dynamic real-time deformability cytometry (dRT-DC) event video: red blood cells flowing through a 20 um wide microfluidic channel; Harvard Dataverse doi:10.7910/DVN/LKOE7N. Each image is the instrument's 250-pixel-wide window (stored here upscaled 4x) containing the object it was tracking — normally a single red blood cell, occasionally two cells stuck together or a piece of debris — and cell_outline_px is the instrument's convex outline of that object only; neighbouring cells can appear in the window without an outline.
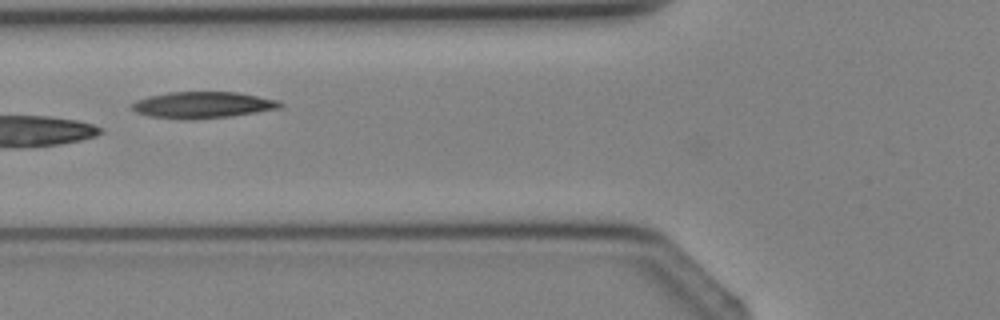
{"species": "Egyptian fruit bat (a non-hibernating species)", "species_latin": "Rousettus aegyptiacus", "temperature_condition": "cold", "stored_images_in_passage": 6, "camera_frame_rate_fps": 3000, "um_per_image_px": 0.085, "animal": {"sex": "female"}, "frame": {"image": 1, "passage_image": 6, "time_ms": 5.667, "image_size_px": [1000, 320], "cell_outline_px": [[284, 104], [280, 108], [256, 112], [228, 116], [192, 120], [148, 116], [136, 112], [132, 108], [132, 104], [136, 100], [148, 96], [168, 92], [236, 92], [280, 100]], "centroid_in_image_um": [17.23, 8.91], "position_along_channel_um": 108.6, "area_um2": 22.77}}